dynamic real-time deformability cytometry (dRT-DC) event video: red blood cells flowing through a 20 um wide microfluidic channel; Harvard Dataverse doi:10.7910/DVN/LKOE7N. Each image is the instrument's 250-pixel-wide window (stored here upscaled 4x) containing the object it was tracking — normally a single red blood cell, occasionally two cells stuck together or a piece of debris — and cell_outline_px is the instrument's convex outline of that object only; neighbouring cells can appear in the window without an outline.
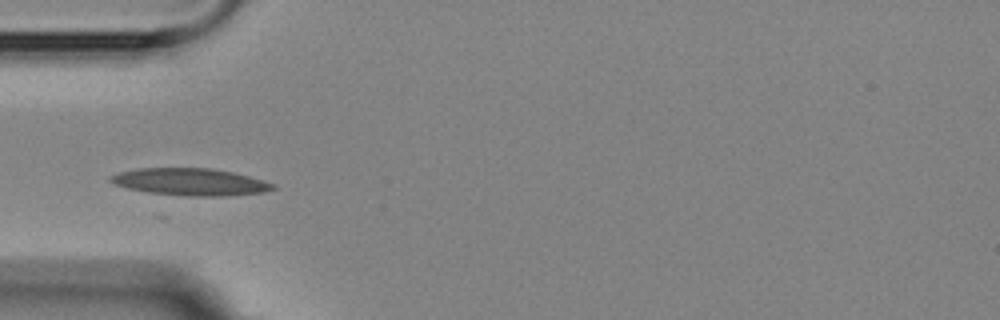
{"species": "Egyptian fruit bat (a non-hibernating species)", "species_latin": "Rousettus aegyptiacus", "temperature_condition": "room temperature", "stored_images_in_passage": 5, "camera_frame_rate_fps": 3000, "um_per_image_px": 0.085, "animal": {"sex": "female"}, "frame": {"image": 1, "passage_image": 4, "time_ms": 3.333, "image_size_px": [1000, 320], "cell_outline_px": [[276, 188], [264, 192], [224, 196], [188, 196], [148, 192], [128, 188], [112, 184], [108, 180], [108, 176], [120, 172], [136, 168], [212, 168], [232, 172], [248, 176], [276, 184]], "centroid_in_image_um": [16.14, 15.46], "position_along_channel_um": 68.9, "area_um2": 25.72}}
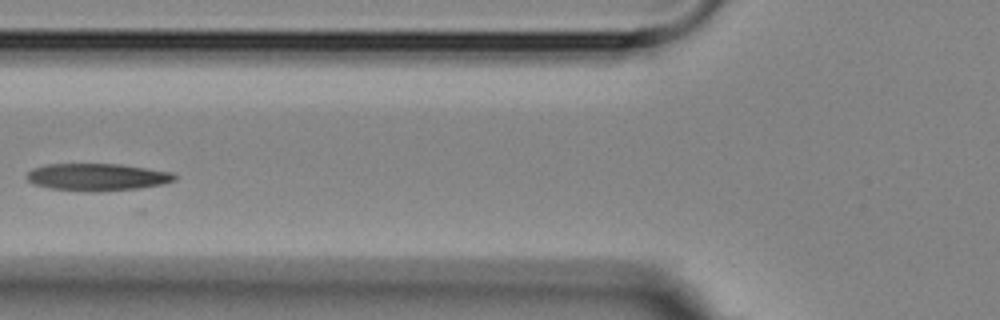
{"frame": {"image": 2, "passage_image": 5, "time_ms": 4.667, "image_size_px": [1000, 320], "cell_outline_px": [[176, 180], [164, 184], [140, 188], [92, 192], [88, 192], [48, 188], [32, 184], [24, 176], [32, 168], [44, 164], [120, 164], [172, 172], [176, 176]], "centroid_in_image_um": [8.22, 15.05], "position_along_channel_um": 117.6, "area_um2": 23.76}}